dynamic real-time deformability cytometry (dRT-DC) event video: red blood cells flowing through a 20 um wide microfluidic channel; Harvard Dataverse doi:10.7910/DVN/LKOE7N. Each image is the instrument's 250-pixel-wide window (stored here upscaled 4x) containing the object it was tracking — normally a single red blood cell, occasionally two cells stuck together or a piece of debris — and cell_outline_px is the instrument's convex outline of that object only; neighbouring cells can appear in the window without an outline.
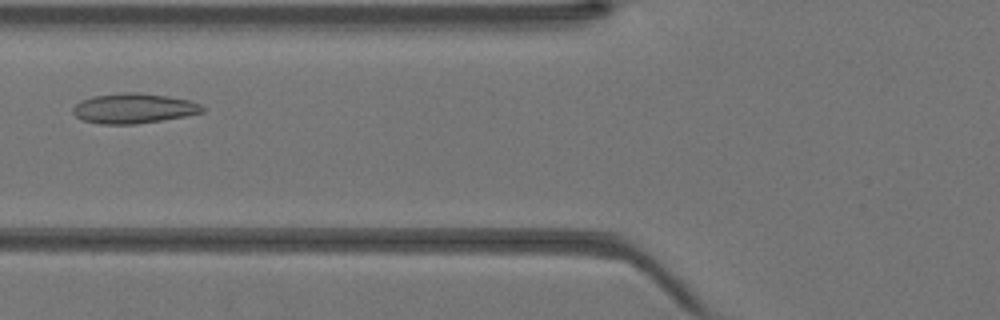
{"species": "Egyptian fruit bat (a non-hibernating species)", "species_latin": "Rousettus aegyptiacus", "temperature_condition": "warm", "stored_images_in_passage": 36, "camera_frame_rate_fps": 3000, "um_per_image_px": 0.085, "animal": {"sex": "female"}, "frame": {"image": 1, "passage_image": 10, "time_ms": 3.0, "image_size_px": [1000, 320], "cell_outline_px": [[208, 108], [204, 112], [184, 116], [136, 124], [100, 124], [84, 120], [76, 116], [72, 112], [72, 108], [80, 100], [92, 96], [120, 92], [136, 92], [168, 96], [188, 100], [200, 104]], "centroid_in_image_um": [11.36, 9.2], "position_along_channel_um": 114.4, "area_um2": 22.72}}
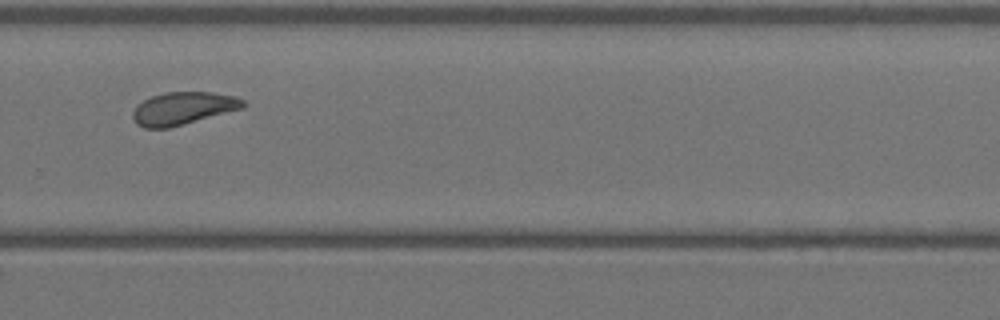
{"frame": {"image": 2, "passage_image": 23, "time_ms": 7.333, "image_size_px": [1000, 320], "cell_outline_px": [[248, 104], [244, 108], [168, 128], [144, 128], [136, 124], [132, 116], [132, 112], [136, 104], [152, 96], [164, 92], [212, 92], [236, 96], [244, 100]], "centroid_in_image_um": [15.57, 9.2], "position_along_channel_um": 314.2, "area_um2": 21.15}}
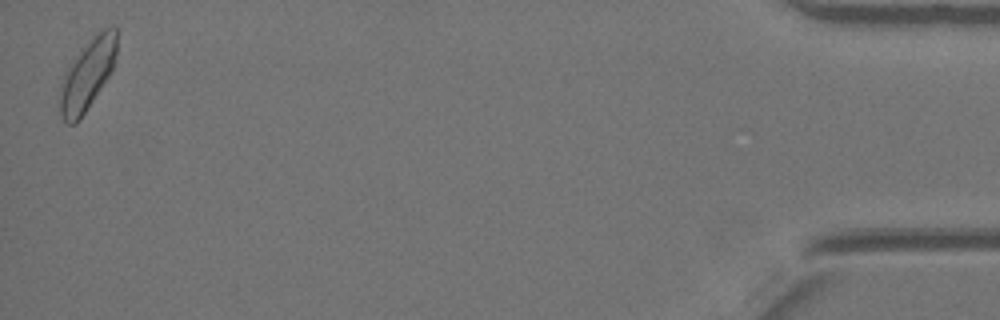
{"frame": {"image": 3, "passage_image": 36, "time_ms": 11.667, "image_size_px": [1000, 320], "cell_outline_px": [[116, 56], [112, 72], [76, 124], [68, 124], [60, 116], [60, 84], [64, 72], [80, 52], [104, 28], [116, 28]], "centroid_in_image_um": [7.42, 6.41], "position_along_channel_um": 427.8, "area_um2": 22.66}}